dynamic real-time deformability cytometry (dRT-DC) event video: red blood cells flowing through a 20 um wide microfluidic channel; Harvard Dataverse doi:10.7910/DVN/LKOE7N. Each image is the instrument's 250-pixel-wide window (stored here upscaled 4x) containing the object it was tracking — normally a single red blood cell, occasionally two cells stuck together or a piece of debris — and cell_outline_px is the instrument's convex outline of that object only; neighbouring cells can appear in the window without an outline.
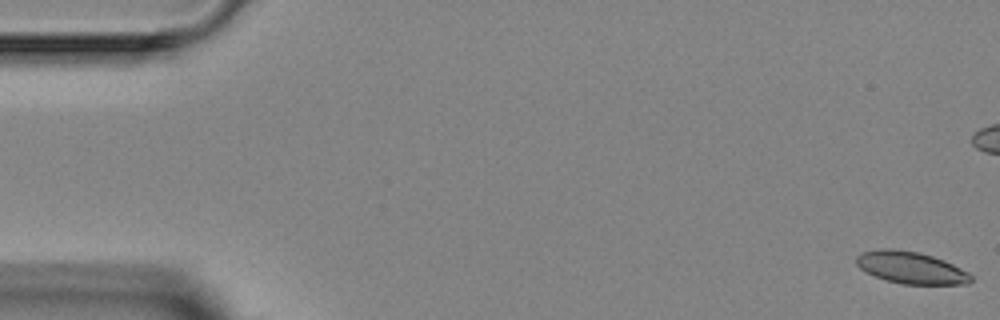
{"species": "Egyptian fruit bat (a non-hibernating species)", "species_latin": "Rousettus aegyptiacus", "temperature_condition": "room temperature", "stored_images_in_passage": 4, "camera_frame_rate_fps": 3000, "um_per_image_px": 0.085, "animal": {"sex": "female"}, "frame": {"image": 1, "passage_image": 1, "time_ms": 0.0, "image_size_px": [1000, 320], "cell_outline_px": [[972, 280], [968, 284], [900, 284], [876, 276], [860, 268], [856, 264], [856, 256], [864, 252], [880, 248], [888, 248], [916, 252], [932, 256], [944, 260], [968, 272], [972, 276]], "centroid_in_image_um": [77.44, 22.75], "position_along_channel_um": 7.6, "area_um2": 21.1}}